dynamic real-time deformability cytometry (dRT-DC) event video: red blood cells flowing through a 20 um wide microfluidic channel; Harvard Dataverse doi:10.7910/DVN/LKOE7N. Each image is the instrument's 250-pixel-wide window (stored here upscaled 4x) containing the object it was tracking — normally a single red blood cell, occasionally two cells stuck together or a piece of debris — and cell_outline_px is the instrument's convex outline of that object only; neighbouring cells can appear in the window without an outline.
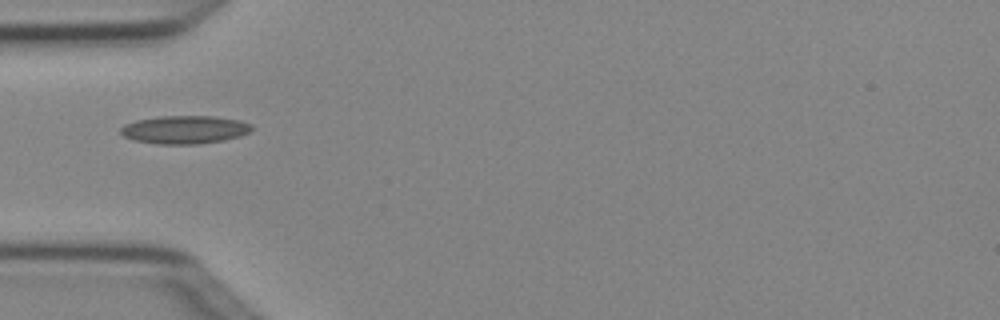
{"species": "Egyptian fruit bat (a non-hibernating species)", "species_latin": "Rousettus aegyptiacus", "temperature_condition": "cold", "stored_images_in_passage": 5, "camera_frame_rate_fps": 3000, "um_per_image_px": 0.085, "animal": {"sex": "female"}, "frame": {"image": 1, "passage_image": 4, "time_ms": 1.0, "image_size_px": [1000, 320], "cell_outline_px": [[252, 128], [248, 132], [240, 136], [224, 140], [200, 144], [156, 144], [136, 140], [124, 136], [120, 132], [120, 128], [124, 124], [136, 120], [160, 116], [212, 116], [240, 120], [252, 124]], "centroid_in_image_um": [15.7, 11.02], "position_along_channel_um": 69.3, "area_um2": 21.5}}
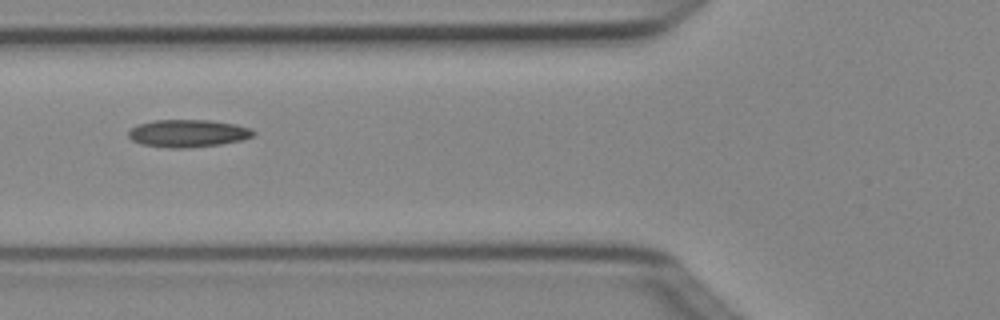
{"frame": {"image": 2, "passage_image": 5, "time_ms": 1.333, "image_size_px": [1000, 320], "cell_outline_px": [[256, 136], [244, 140], [220, 144], [188, 148], [168, 148], [140, 144], [132, 140], [128, 136], [128, 132], [136, 124], [152, 120], [208, 120], [236, 124], [252, 128], [256, 132]], "centroid_in_image_um": [16.0, 11.33], "position_along_channel_um": 109.8, "area_um2": 20.4}}